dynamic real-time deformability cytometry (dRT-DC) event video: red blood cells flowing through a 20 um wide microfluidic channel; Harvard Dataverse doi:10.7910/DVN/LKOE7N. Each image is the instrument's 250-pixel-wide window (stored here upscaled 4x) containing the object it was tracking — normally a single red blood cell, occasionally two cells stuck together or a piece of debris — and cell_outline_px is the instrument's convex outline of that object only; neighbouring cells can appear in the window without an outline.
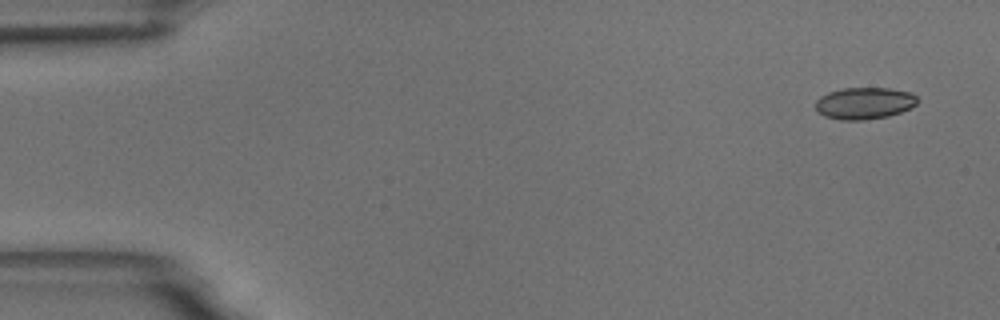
{"species": "common noctule bat (a hibernating species)", "species_latin": "Nyctalus noctula", "temperature_condition": "room temperature", "stored_images_in_passage": 53, "camera_frame_rate_fps": 3000, "um_per_image_px": 0.085, "animal": {"sex": "male", "body_mass_g": 18.8}, "frame": {"image": 1, "passage_image": 1, "time_ms": 0.0, "image_size_px": [1000, 320], "cell_outline_px": [[916, 104], [900, 112], [888, 116], [864, 120], [840, 120], [824, 116], [816, 112], [816, 100], [820, 96], [828, 92], [844, 88], [888, 88], [912, 92], [916, 96]], "centroid_in_image_um": [73.43, 8.77], "position_along_channel_um": 11.6, "area_um2": 18.9}}
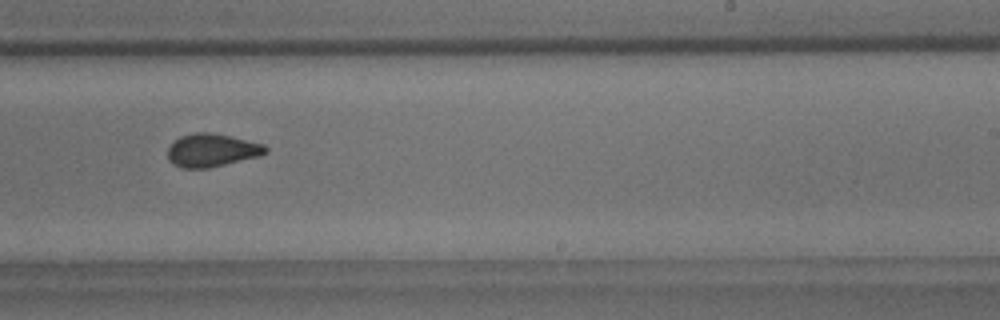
{"frame": {"image": 2, "passage_image": 32, "time_ms": 10.333, "image_size_px": [1000, 320], "cell_outline_px": [[268, 152], [260, 156], [208, 168], [184, 168], [172, 164], [168, 160], [168, 148], [180, 136], [196, 132], [212, 132], [264, 144], [268, 148]], "centroid_in_image_um": [18.01, 12.77], "position_along_channel_um": 271.0, "area_um2": 18.84}}
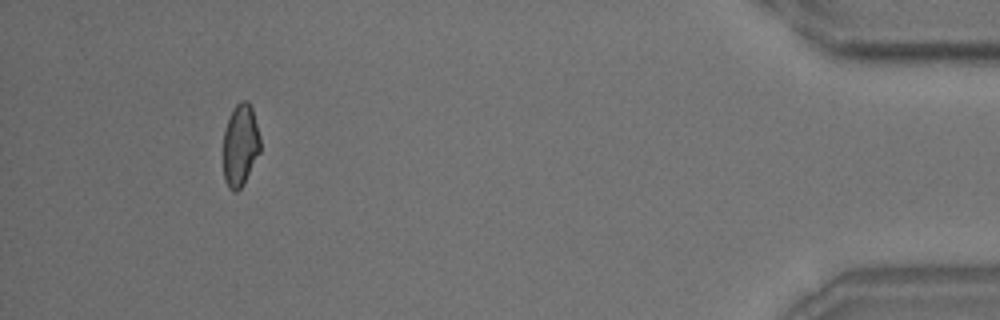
{"frame": {"image": 3, "passage_image": 49, "time_ms": 16.0, "image_size_px": [1000, 320], "cell_outline_px": [[260, 152], [244, 184], [236, 192], [232, 192], [228, 188], [224, 180], [224, 132], [232, 108], [240, 100], [248, 100], [252, 108], [260, 136]], "centroid_in_image_um": [20.43, 12.34], "position_along_channel_um": 414.8, "area_um2": 17.86}, "authors_computed_cell_mechanics": {"area_um2": 18.9006, "velocity_mm_per_s": 3.6901, "shape_relaxation_time_tau1_ms": 6.7244, "shape_relaxation_time_tau2_ms": 1.3504, "deformation_change_tau1": 0.1152, "deformation_change_tau2": 0.0761}}